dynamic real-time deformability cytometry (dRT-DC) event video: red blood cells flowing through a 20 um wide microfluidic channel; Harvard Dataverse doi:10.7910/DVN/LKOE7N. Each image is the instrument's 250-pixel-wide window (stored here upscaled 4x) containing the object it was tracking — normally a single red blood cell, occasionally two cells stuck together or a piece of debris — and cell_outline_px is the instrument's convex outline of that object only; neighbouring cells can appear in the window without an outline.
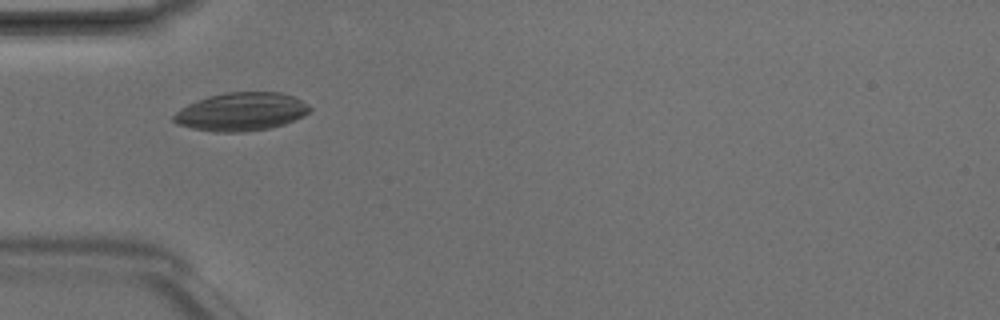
{"species": "Egyptian fruit bat (a non-hibernating species)", "species_latin": "Rousettus aegyptiacus", "temperature_condition": "room temperature", "stored_images_in_passage": 5, "camera_frame_rate_fps": 3000, "um_per_image_px": 0.085, "animal": {"sex": "male"}, "frame": {"image": 1, "passage_image": 4, "time_ms": 1.0, "image_size_px": [1000, 320], "cell_outline_px": [[312, 112], [304, 116], [284, 124], [268, 128], [244, 132], [212, 132], [192, 128], [176, 124], [172, 120], [172, 116], [180, 108], [196, 100], [208, 96], [228, 92], [280, 92], [292, 96], [308, 104], [312, 108]], "centroid_in_image_um": [20.5, 9.5], "position_along_channel_um": 64.5, "area_um2": 30.52}}